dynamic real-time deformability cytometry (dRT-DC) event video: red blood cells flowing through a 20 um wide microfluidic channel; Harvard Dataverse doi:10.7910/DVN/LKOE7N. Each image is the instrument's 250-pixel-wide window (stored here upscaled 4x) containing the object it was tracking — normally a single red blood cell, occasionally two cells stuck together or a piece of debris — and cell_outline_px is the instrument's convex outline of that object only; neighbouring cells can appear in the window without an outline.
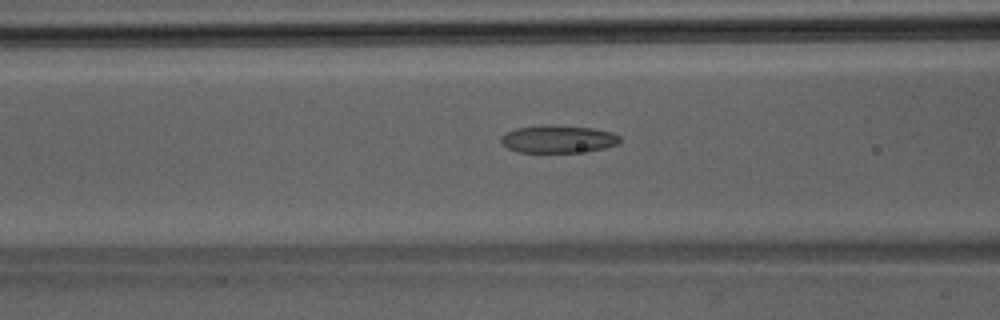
{"species": "Egyptian fruit bat (a non-hibernating species)", "species_latin": "Rousettus aegyptiacus", "temperature_condition": "room temperature", "stored_images_in_passage": 45, "camera_frame_rate_fps": 3000, "um_per_image_px": 0.085, "animal": {"sex": "male"}, "frame": {"image": 1, "passage_image": 18, "time_ms": 5.667, "image_size_px": [1000, 320], "cell_outline_px": [[620, 144], [588, 152], [516, 152], [508, 148], [500, 140], [500, 136], [516, 128], [592, 128], [612, 132], [620, 136]], "centroid_in_image_um": [47.5, 11.89], "position_along_channel_um": 119.1, "area_um2": 18.21}}
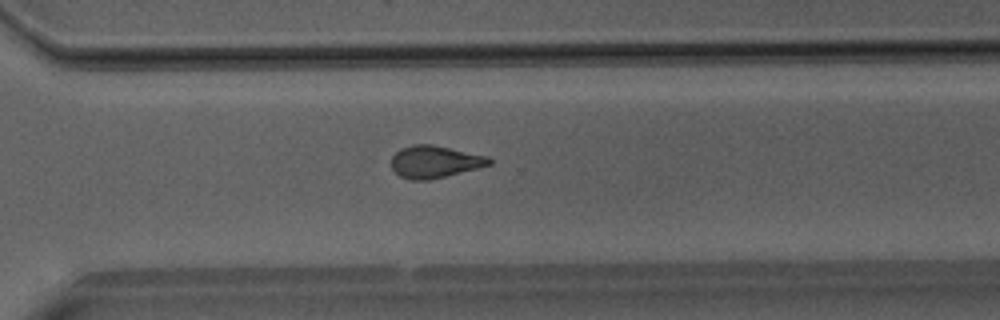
{"frame": {"image": 2, "passage_image": 32, "time_ms": 10.333, "image_size_px": [1000, 320], "cell_outline_px": [[492, 164], [428, 180], [412, 180], [400, 176], [392, 168], [392, 156], [400, 148], [412, 144], [432, 144], [488, 156], [492, 160]], "centroid_in_image_um": [36.94, 13.73], "position_along_channel_um": 333.7, "area_um2": 18.21}}
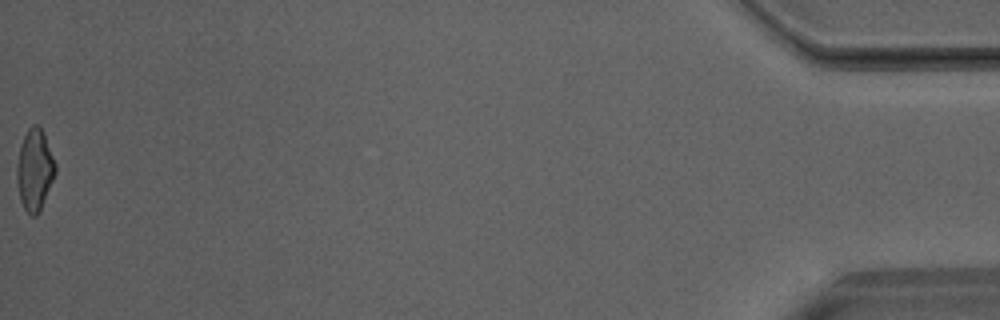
{"frame": {"image": 3, "passage_image": 45, "time_ms": 14.667, "image_size_px": [1000, 320], "cell_outline_px": [[56, 172], [40, 212], [36, 216], [32, 216], [24, 208], [20, 200], [16, 176], [16, 168], [20, 148], [24, 136], [28, 128], [32, 124], [36, 124], [40, 128], [44, 136], [56, 164]], "centroid_in_image_um": [2.94, 14.47], "position_along_channel_um": 432.3, "area_um2": 18.03}}